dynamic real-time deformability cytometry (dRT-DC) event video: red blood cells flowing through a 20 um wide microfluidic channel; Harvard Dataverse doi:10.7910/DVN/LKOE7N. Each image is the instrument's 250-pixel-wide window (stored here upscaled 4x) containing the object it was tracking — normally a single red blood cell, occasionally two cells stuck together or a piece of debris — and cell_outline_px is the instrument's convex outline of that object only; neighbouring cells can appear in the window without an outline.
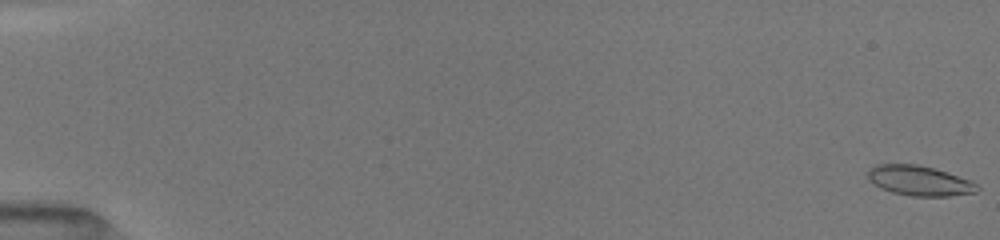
{"species": "common noctule bat (a hibernating species)", "species_latin": "Nyctalus noctula", "temperature_condition": "room temperature", "stored_images_in_passage": 14, "camera_frame_rate_fps": 3000, "um_per_image_px": 0.085, "animal": {"sex": "female", "body_mass_g": 19.5, "forearm_length_mm": 54.1}, "frame": {"image": 1, "passage_image": 1, "time_ms": 0.0, "image_size_px": [1000, 240], "cell_outline_px": [[980, 188], [976, 192], [948, 196], [912, 196], [892, 192], [880, 188], [868, 180], [868, 172], [876, 164], [916, 164], [932, 168], [972, 180], [980, 184]], "centroid_in_image_um": [78.18, 15.36], "position_along_channel_um": 6.8, "area_um2": 19.07}}
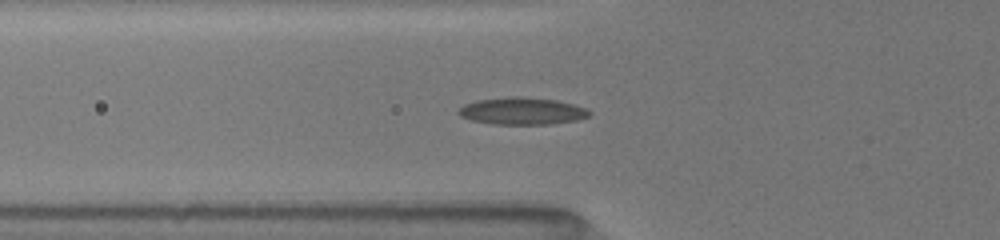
{"frame": {"image": 2, "passage_image": 12, "time_ms": 6.333, "image_size_px": [1000, 240], "cell_outline_px": [[592, 112], [588, 116], [576, 120], [552, 124], [492, 124], [472, 120], [460, 116], [456, 112], [464, 104], [476, 100], [508, 96], [520, 96], [556, 100], [588, 108]], "centroid_in_image_um": [44.37, 9.43], "position_along_channel_um": 81.4, "area_um2": 20.81}}
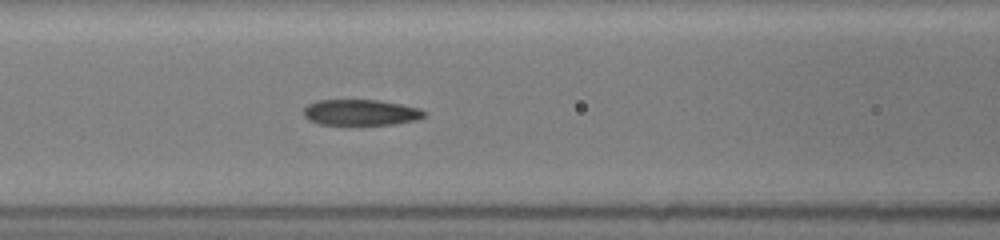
{"frame": {"image": 3, "passage_image": 14, "time_ms": 7.667, "image_size_px": [1000, 240], "cell_outline_px": [[428, 112], [424, 116], [416, 120], [396, 124], [320, 124], [308, 120], [304, 116], [304, 108], [308, 104], [316, 100], [376, 100], [400, 104], [420, 108]], "centroid_in_image_um": [30.67, 9.55], "position_along_channel_um": 135.9, "area_um2": 18.15}}